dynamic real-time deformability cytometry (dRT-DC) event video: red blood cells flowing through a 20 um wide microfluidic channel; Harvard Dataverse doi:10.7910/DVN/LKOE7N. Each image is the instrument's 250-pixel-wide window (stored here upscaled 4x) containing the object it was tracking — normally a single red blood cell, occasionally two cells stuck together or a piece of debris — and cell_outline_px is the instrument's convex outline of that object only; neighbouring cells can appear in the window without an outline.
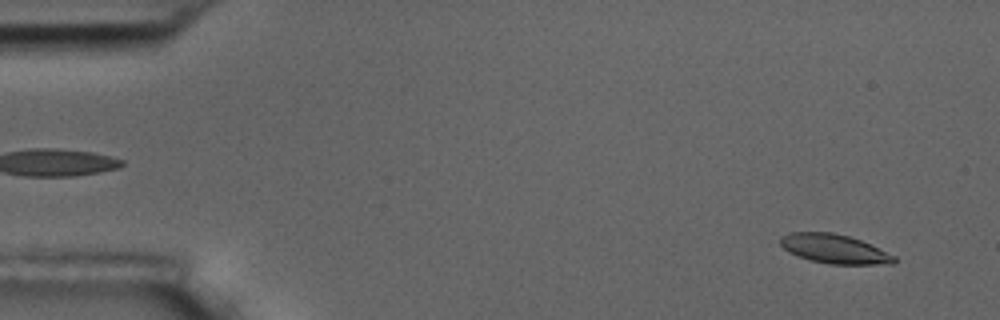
{"species": "common noctule bat (a hibernating species)", "species_latin": "Nyctalus noctula", "temperature_condition": "room temperature", "stored_images_in_passage": 9, "camera_frame_rate_fps": 3000, "um_per_image_px": 0.085, "animal": {"sex": "male", "body_mass_g": 17.5, "forearm_length_mm": 52.3}, "frame": {"image": 1, "passage_image": 1, "time_ms": 0.0, "image_size_px": [1000, 320], "cell_outline_px": [[896, 260], [892, 264], [828, 264], [812, 260], [788, 252], [780, 244], [780, 236], [788, 232], [832, 232], [848, 236], [860, 240], [896, 256]], "centroid_in_image_um": [70.9, 21.14], "position_along_channel_um": 14.1, "area_um2": 19.19}}
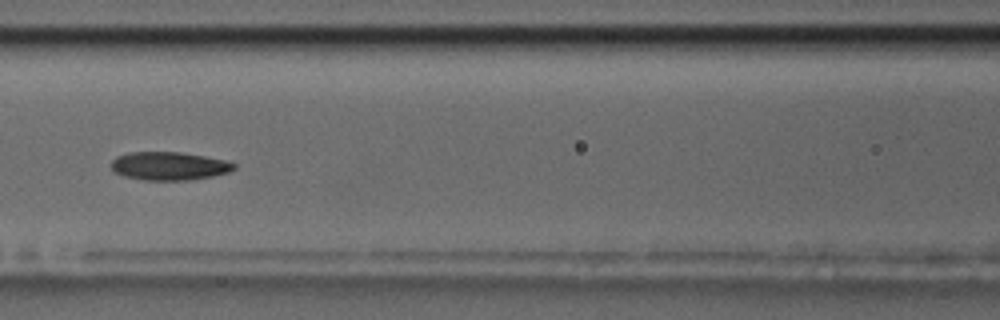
{"frame": {"image": 2, "passage_image": 7, "time_ms": 7.0, "image_size_px": [1000, 320], "cell_outline_px": [[236, 168], [228, 172], [212, 176], [188, 180], [144, 180], [124, 176], [112, 172], [112, 160], [116, 156], [128, 152], [180, 152], [204, 156], [224, 160], [236, 164]], "centroid_in_image_um": [14.34, 14.11], "position_along_channel_um": 152.3, "area_um2": 20.23}}
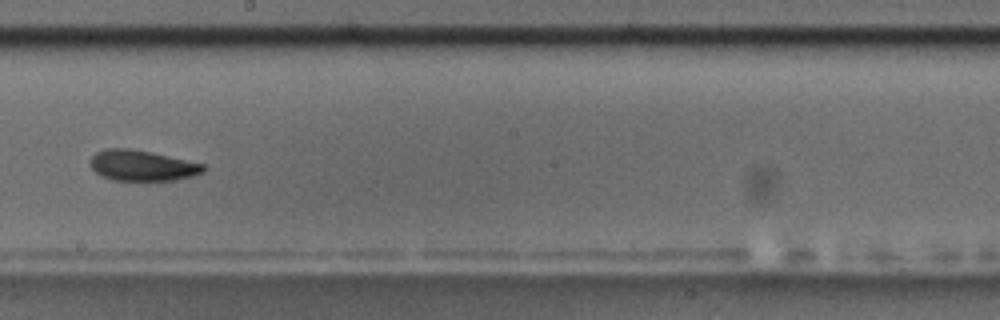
{"frame": {"image": 3, "passage_image": 9, "time_ms": 9.333, "image_size_px": [1000, 320], "cell_outline_px": [[208, 168], [204, 172], [192, 176], [176, 180], [112, 180], [100, 176], [88, 164], [92, 156], [96, 152], [104, 148], [128, 148], [148, 152], [204, 164]], "centroid_in_image_um": [12.05, 14.08], "position_along_channel_um": 236.1, "area_um2": 20.17}}